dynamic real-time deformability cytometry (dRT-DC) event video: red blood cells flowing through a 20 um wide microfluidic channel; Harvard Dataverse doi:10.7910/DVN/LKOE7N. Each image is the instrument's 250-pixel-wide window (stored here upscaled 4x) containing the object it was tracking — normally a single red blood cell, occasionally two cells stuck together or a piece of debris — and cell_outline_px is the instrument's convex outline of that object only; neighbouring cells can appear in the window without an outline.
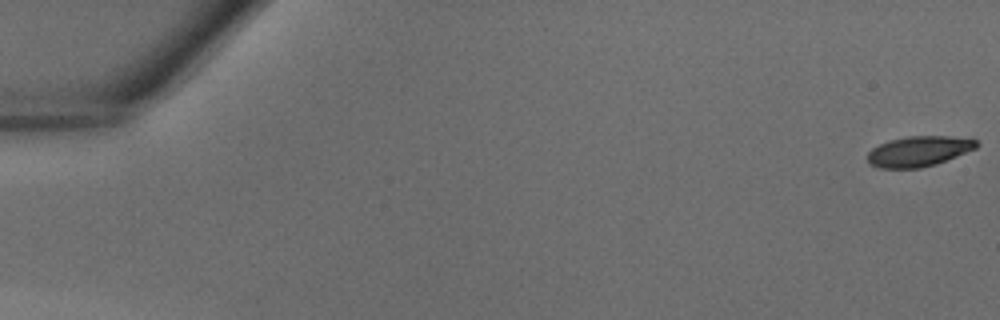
{"species": "common noctule bat (a hibernating species)", "species_latin": "Nyctalus noctula", "temperature_condition": "warm", "stored_images_in_passage": 42, "camera_frame_rate_fps": 3000, "um_per_image_px": 0.085, "animal": {"sex": "male", "body_mass_g": 18.8}, "frame": {"image": 1, "passage_image": 1, "time_ms": 0.0, "image_size_px": [1000, 320], "cell_outline_px": [[980, 144], [976, 148], [936, 164], [920, 168], [880, 168], [868, 164], [868, 152], [872, 148], [880, 144], [892, 140], [908, 136], [948, 136], [976, 140]], "centroid_in_image_um": [78.08, 12.86], "position_along_channel_um": 6.9, "area_um2": 19.07}}
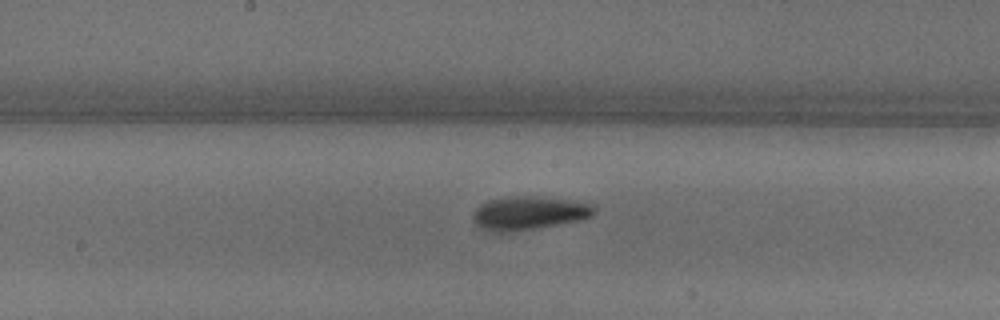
{"frame": {"image": 2, "passage_image": 23, "time_ms": 7.333, "image_size_px": [1000, 320], "cell_outline_px": [[596, 212], [592, 216], [576, 220], [536, 228], [512, 232], [492, 232], [480, 228], [472, 220], [472, 216], [476, 208], [480, 204], [488, 200], [512, 196], [528, 196], [572, 200], [588, 204], [596, 208]], "centroid_in_image_um": [44.88, 18.11], "position_along_channel_um": 203.3, "area_um2": 23.47}}
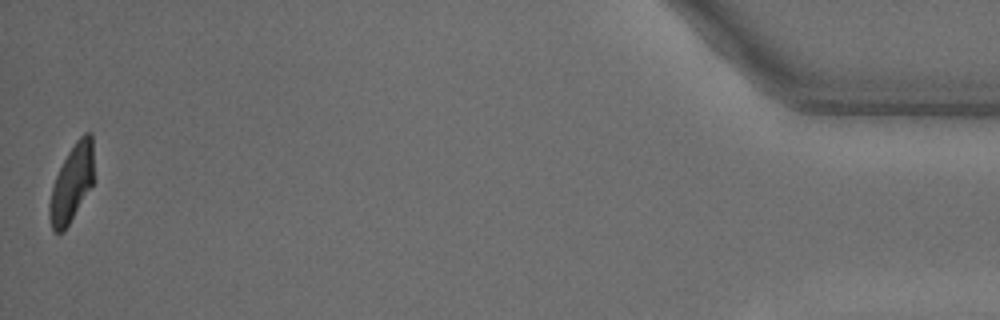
{"frame": {"image": 3, "passage_image": 42, "time_ms": 13.667, "image_size_px": [1000, 320], "cell_outline_px": [[92, 184], [64, 232], [52, 232], [48, 216], [48, 212], [52, 188], [56, 176], [68, 152], [76, 140], [84, 132], [92, 132]], "centroid_in_image_um": [6.07, 15.6], "position_along_channel_um": 429.1, "area_um2": 19.48}}